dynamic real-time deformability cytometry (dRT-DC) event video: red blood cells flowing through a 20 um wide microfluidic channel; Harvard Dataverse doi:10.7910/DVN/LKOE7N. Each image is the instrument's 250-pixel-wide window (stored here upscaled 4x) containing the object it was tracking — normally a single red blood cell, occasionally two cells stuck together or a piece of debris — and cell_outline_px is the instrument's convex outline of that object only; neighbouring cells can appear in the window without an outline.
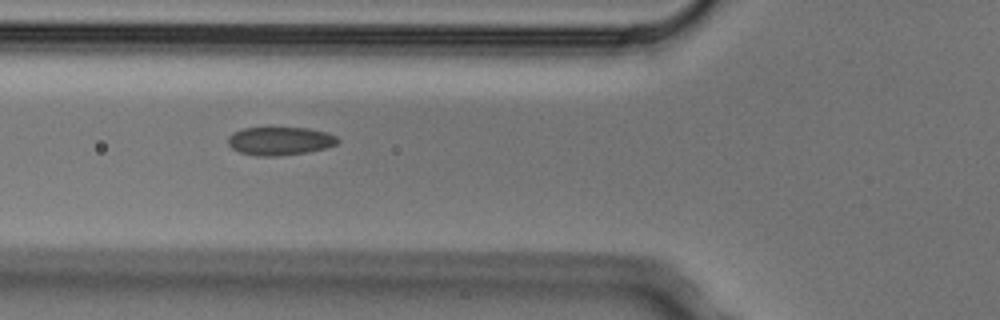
{"species": "Egyptian fruit bat (a non-hibernating species)", "species_latin": "Rousettus aegyptiacus", "temperature_condition": "cold", "stored_images_in_passage": 3, "camera_frame_rate_fps": 3000, "um_per_image_px": 0.085, "animal": {"sex": "male"}, "frame": {"image": 1, "passage_image": 3, "time_ms": 0.667, "image_size_px": [1000, 320], "cell_outline_px": [[340, 140], [336, 144], [328, 148], [308, 152], [280, 156], [256, 156], [240, 152], [232, 148], [228, 144], [228, 136], [232, 132], [244, 128], [308, 128], [328, 132], [336, 136]], "centroid_in_image_um": [23.81, 11.99], "position_along_channel_um": 102.0, "area_um2": 18.26}}